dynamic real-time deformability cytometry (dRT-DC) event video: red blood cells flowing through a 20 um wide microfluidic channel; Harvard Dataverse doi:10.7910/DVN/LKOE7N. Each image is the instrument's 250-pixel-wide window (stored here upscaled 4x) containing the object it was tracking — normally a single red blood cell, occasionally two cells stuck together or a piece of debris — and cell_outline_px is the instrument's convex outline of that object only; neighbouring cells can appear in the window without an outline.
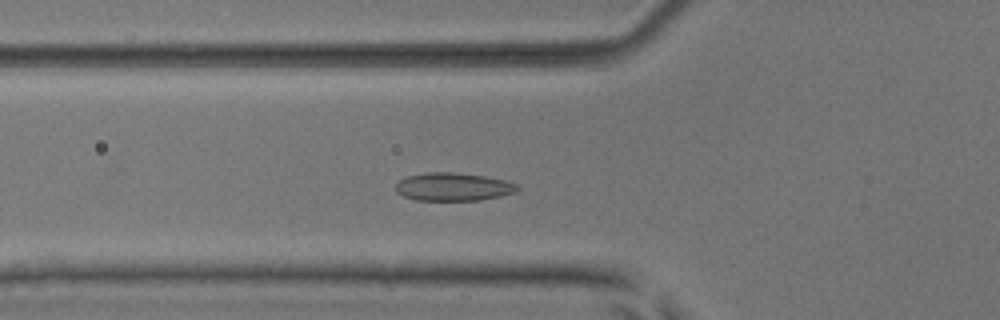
{"species": "common noctule bat (a hibernating species)", "species_latin": "Nyctalus noctula", "temperature_condition": "room temperature", "stored_images_in_passage": 50, "camera_frame_rate_fps": 3000, "um_per_image_px": 0.085, "animal": {"sex": "male", "body_mass_g": 17.9, "forearm_length_mm": 54.2}, "frame": {"image": 1, "passage_image": 15, "time_ms": 4.667, "image_size_px": [1000, 320], "cell_outline_px": [[520, 188], [516, 192], [500, 196], [480, 200], [416, 200], [404, 196], [396, 192], [396, 184], [400, 180], [408, 176], [428, 172], [452, 172], [484, 176], [504, 180], [516, 184]], "centroid_in_image_um": [38.53, 15.88], "position_along_channel_um": 87.3, "area_um2": 19.77}}
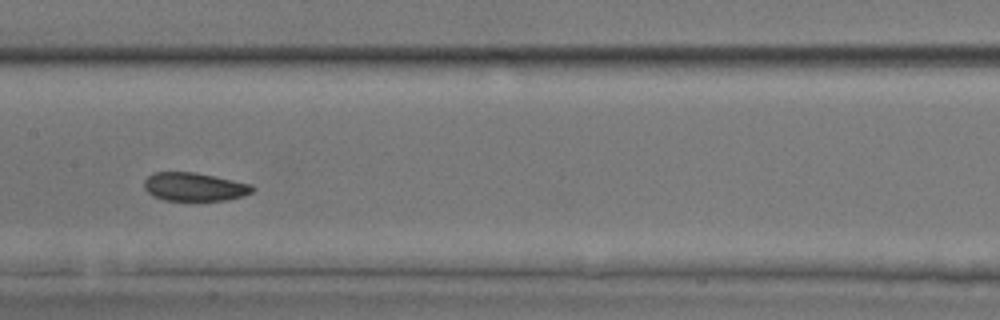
{"frame": {"image": 2, "passage_image": 23, "time_ms": 7.333, "image_size_px": [1000, 320], "cell_outline_px": [[256, 188], [252, 192], [244, 196], [228, 200], [164, 200], [152, 196], [144, 188], [144, 180], [152, 172], [192, 172], [216, 176], [252, 184]], "centroid_in_image_um": [16.54, 15.88], "position_along_channel_um": 190.9, "area_um2": 18.09}}
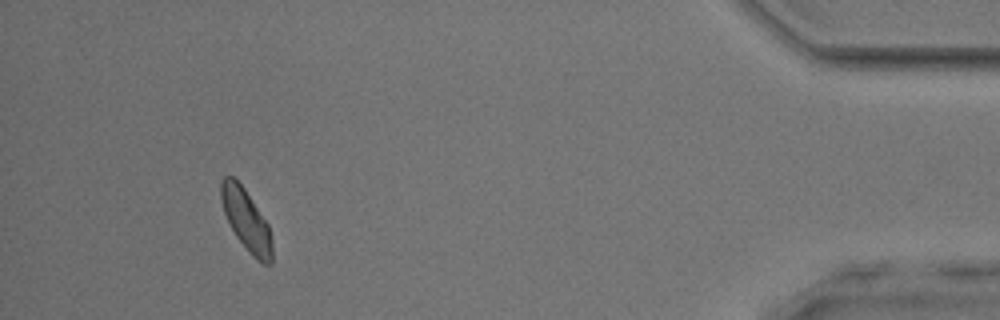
{"frame": {"image": 3, "passage_image": 45, "time_ms": 14.667, "image_size_px": [1000, 320], "cell_outline_px": [[272, 264], [264, 264], [252, 256], [248, 252], [236, 236], [224, 212], [220, 196], [220, 180], [224, 176], [232, 176], [244, 188], [268, 224], [272, 240]], "centroid_in_image_um": [20.93, 18.71], "position_along_channel_um": 414.3, "area_um2": 18.09}, "authors_computed_cell_mechanics": {"area_um2": 18.3804, "velocity_mm_per_s": 3.8947, "shape_relaxation_time_tau1_ms": 4.05, "shape_relaxation_time_tau2_ms": 2.7046, "deformation_change_tau1": 0.0659, "deformation_change_tau2": 0.0667}}